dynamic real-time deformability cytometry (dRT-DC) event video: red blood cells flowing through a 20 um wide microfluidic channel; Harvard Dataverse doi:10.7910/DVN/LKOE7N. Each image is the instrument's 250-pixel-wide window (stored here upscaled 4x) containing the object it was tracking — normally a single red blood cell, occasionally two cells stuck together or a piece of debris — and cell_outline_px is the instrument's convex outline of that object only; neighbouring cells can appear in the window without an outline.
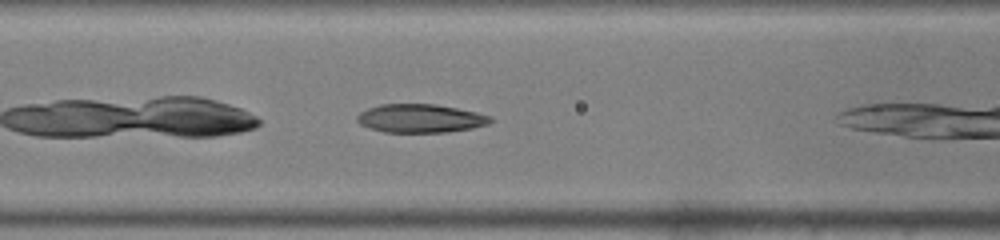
{"species": "common noctule bat (a hibernating species)", "species_latin": "Nyctalus noctula", "temperature_condition": "warm", "stored_images_in_passage": 30, "camera_frame_rate_fps": 3000, "um_per_image_px": 0.085, "animal": {"sex": "male", "body_mass_g": 19.0, "forearm_length_mm": 50.8}, "frame": {"image": 1, "passage_image": 5, "time_ms": 1.333, "image_size_px": [1000, 240], "cell_outline_px": [[492, 120], [488, 124], [472, 128], [448, 132], [384, 132], [360, 124], [356, 120], [356, 116], [360, 112], [368, 108], [380, 104], [436, 104], [476, 112], [492, 116]], "centroid_in_image_um": [35.73, 10.06], "position_along_channel_um": 130.9, "area_um2": 22.08}}
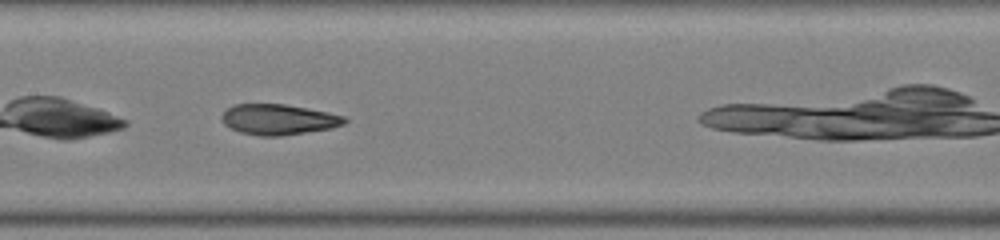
{"frame": {"image": 2, "passage_image": 9, "time_ms": 2.667, "image_size_px": [1000, 240], "cell_outline_px": [[348, 120], [344, 124], [332, 128], [280, 136], [260, 136], [240, 132], [224, 124], [224, 112], [228, 108], [236, 104], [284, 104], [328, 112], [344, 116]], "centroid_in_image_um": [23.71, 10.16], "position_along_channel_um": 183.7, "area_um2": 21.56}}